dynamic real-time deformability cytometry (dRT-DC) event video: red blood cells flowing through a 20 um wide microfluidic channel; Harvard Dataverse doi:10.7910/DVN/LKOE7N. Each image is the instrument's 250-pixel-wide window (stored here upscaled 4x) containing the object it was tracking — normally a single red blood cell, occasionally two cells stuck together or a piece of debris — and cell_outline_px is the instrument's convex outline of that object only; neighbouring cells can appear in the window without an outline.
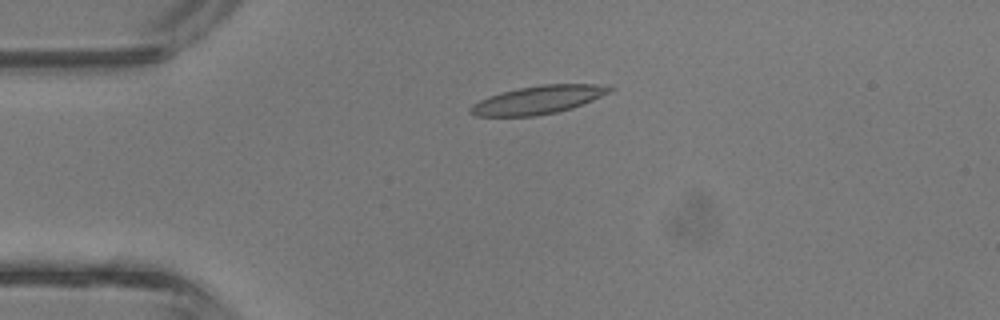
{"species": "common noctule bat (a hibernating species)", "species_latin": "Nyctalus noctula", "temperature_condition": "room temperature", "stored_images_in_passage": 2, "camera_frame_rate_fps": 3000, "um_per_image_px": 0.085, "animal": {"sex": "male", "body_mass_g": 13.3}, "frame": {"image": 1, "passage_image": 1, "time_ms": 0.0, "image_size_px": [1000, 320], "cell_outline_px": [[616, 88], [592, 100], [572, 108], [556, 112], [536, 116], [476, 116], [468, 112], [468, 108], [472, 104], [488, 96], [500, 92], [540, 84], [612, 84]], "centroid_in_image_um": [45.74, 8.48], "position_along_channel_um": 39.3, "area_um2": 23.0}}